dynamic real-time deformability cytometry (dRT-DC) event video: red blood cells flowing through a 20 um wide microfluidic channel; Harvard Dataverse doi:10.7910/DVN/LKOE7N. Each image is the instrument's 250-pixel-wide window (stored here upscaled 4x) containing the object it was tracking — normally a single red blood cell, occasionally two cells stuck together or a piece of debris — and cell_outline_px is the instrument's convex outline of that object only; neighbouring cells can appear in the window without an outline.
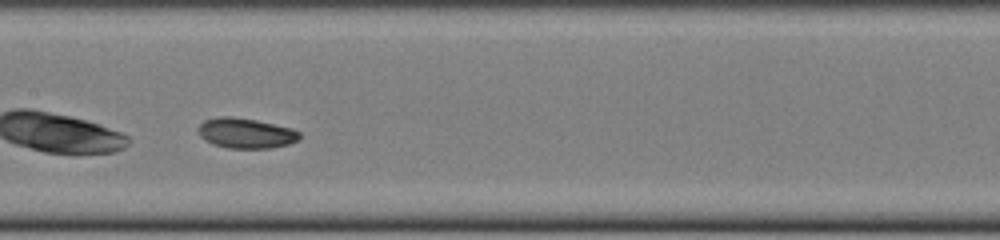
{"species": "common noctule bat (a hibernating species)", "species_latin": "Nyctalus noctula", "temperature_condition": "cold", "stored_images_in_passage": 37, "camera_frame_rate_fps": 3000, "um_per_image_px": 0.085, "animal": {"sex": "female", "body_mass_g": 22.0, "forearm_length_mm": 56.7}, "frame": {"image": 1, "passage_image": 11, "time_ms": 3.333, "image_size_px": [1000, 240], "cell_outline_px": [[300, 140], [288, 144], [272, 148], [228, 148], [212, 144], [204, 140], [200, 136], [200, 124], [204, 120], [220, 116], [232, 116], [256, 120], [292, 128], [300, 132]], "centroid_in_image_um": [20.92, 11.32], "position_along_channel_um": 186.5, "area_um2": 17.86}, "authors_computed_cell_mechanics": {"area_um2": 17.8602, "velocity_mm_per_s": 3.8628, "shape_relaxation_time_tau1_ms": 3.4084, "shape_relaxation_time_tau2_ms": 7.7373, "deformation_change_tau1": 0.0844, "deformation_change_tau2": 0.1097}}